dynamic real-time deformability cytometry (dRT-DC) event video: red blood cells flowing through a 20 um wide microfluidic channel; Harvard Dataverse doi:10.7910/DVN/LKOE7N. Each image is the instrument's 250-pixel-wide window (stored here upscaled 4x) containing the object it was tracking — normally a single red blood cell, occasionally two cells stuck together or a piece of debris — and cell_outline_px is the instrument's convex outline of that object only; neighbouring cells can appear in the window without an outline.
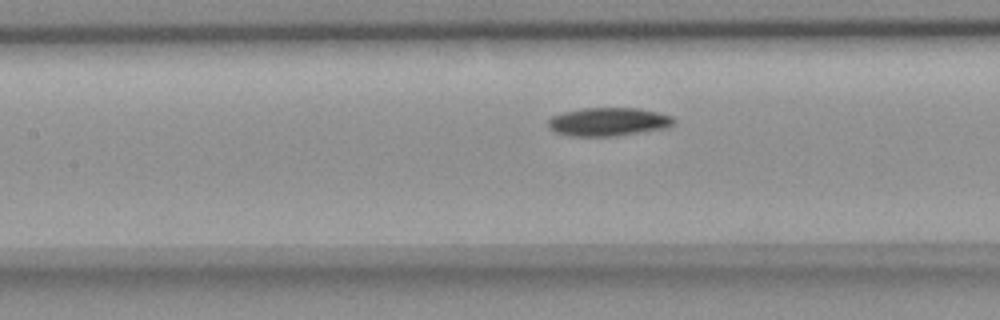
{"species": "common noctule bat (a hibernating species)", "species_latin": "Nyctalus noctula", "temperature_condition": "room temperature", "stored_images_in_passage": 15, "camera_frame_rate_fps": 3000, "um_per_image_px": 0.085, "animal": {"sex": "female", "body_mass_g": 18.4}, "frame": {"image": 1, "passage_image": 13, "time_ms": 4.0, "image_size_px": [1000, 320], "cell_outline_px": [[676, 124], [668, 128], [616, 136], [568, 136], [556, 132], [548, 128], [548, 120], [552, 116], [564, 112], [584, 108], [640, 108], [660, 112], [672, 116], [676, 120]], "centroid_in_image_um": [51.77, 10.35], "position_along_channel_um": 155.6, "area_um2": 21.1}}